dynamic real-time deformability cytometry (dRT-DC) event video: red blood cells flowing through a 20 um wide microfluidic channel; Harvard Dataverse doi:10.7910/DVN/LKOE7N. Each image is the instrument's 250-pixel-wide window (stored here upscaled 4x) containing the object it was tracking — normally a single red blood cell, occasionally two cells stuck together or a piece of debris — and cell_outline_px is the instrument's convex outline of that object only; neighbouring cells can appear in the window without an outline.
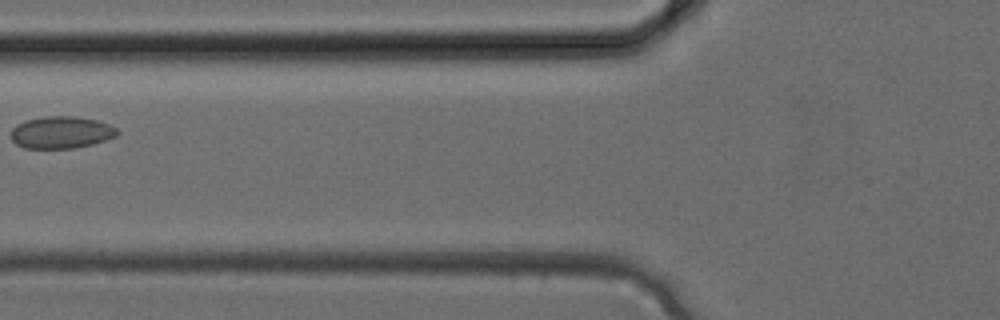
{"species": "common noctule bat (a hibernating species)", "species_latin": "Nyctalus noctula", "temperature_condition": "cold", "stored_images_in_passage": 3, "camera_frame_rate_fps": 3000, "um_per_image_px": 0.085, "animal": {"sex": "female", "body_mass_g": 24.6, "forearm_length_mm": 56.2}, "frame": {"image": 1, "passage_image": 3, "time_ms": 0.667, "image_size_px": [1000, 320], "cell_outline_px": [[120, 132], [116, 136], [92, 144], [72, 148], [24, 148], [16, 144], [12, 140], [12, 128], [16, 124], [28, 120], [44, 116], [72, 116], [96, 120], [108, 124], [116, 128]], "centroid_in_image_um": [5.19, 11.25], "position_along_channel_um": 120.6, "area_um2": 19.71}}